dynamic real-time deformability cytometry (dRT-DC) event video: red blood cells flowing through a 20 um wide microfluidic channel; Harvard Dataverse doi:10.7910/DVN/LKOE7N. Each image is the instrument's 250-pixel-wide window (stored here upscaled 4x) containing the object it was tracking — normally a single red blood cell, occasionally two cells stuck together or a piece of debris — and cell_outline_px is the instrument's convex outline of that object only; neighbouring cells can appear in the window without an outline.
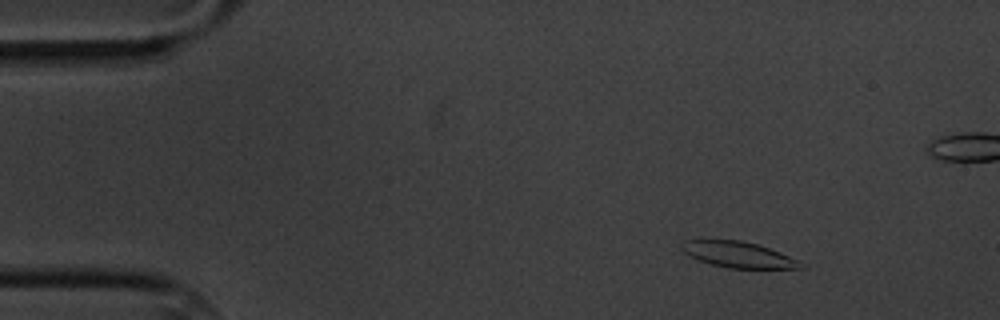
{"species": "common noctule bat (a hibernating species)", "species_latin": "Nyctalus noctula", "temperature_condition": "cold", "stored_images_in_passage": 7, "camera_frame_rate_fps": 3000, "um_per_image_px": 0.085, "animal": {"sex": "male", "body_mass_g": 20.1, "forearm_length_mm": 53.5}, "frame": {"image": 1, "passage_image": 3, "time_ms": 2.333, "image_size_px": [1000, 320], "cell_outline_px": [[808, 268], [728, 268], [712, 264], [688, 256], [680, 248], [680, 240], [704, 236], [740, 240], [756, 244], [780, 252], [808, 264]], "centroid_in_image_um": [62.65, 21.58], "position_along_channel_um": 22.3, "area_um2": 18.96}}